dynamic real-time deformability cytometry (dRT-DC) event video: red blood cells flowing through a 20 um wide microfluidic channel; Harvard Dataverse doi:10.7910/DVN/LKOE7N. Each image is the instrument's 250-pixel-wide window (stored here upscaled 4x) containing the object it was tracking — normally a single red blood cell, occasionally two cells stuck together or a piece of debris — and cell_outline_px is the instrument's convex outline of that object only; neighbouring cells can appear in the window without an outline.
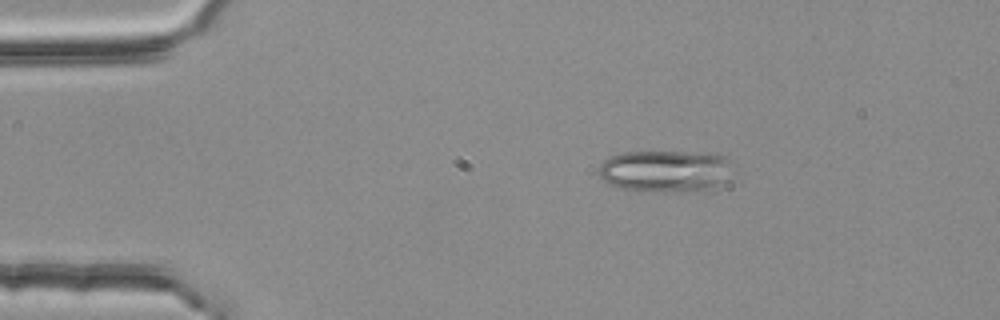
{"species": "common noctule bat (a hibernating species)", "species_latin": "Nyctalus noctula", "temperature_condition": "room temperature", "stored_images_in_passage": 3, "camera_frame_rate_fps": 3000, "um_per_image_px": 0.085, "animal": {"sex": "female", "body_mass_g": 25.1}, "frame": {"image": 1, "passage_image": 1, "time_ms": 0.0, "image_size_px": [1000, 320], "cell_outline_px": [[736, 164], [724, 180], [712, 188], [704, 192], [616, 188], [608, 184], [596, 172], [600, 164], [604, 160], [612, 156], [624, 152], [716, 152], [732, 160]], "centroid_in_image_um": [56.61, 14.51], "position_along_channel_um": 28.4, "area_um2": 33.06}}